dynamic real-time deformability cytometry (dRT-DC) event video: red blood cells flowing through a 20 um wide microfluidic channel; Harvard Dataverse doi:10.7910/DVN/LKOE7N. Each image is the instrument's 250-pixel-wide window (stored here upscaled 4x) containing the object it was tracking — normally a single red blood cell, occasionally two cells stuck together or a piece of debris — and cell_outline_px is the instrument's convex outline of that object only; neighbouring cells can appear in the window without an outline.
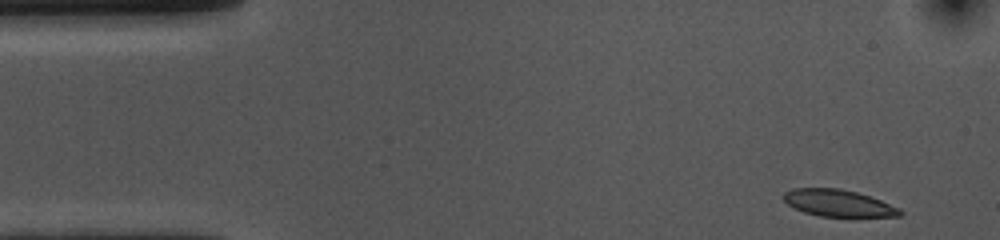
{"species": "common noctule bat (a hibernating species)", "species_latin": "Nyctalus noctula", "temperature_condition": "cold", "stored_images_in_passage": 42, "camera_frame_rate_fps": 3000, "um_per_image_px": 0.085, "animal": {"sex": "female", "body_mass_g": 10.0, "forearm_length_mm": 53.1}, "frame": {"image": 1, "passage_image": 1, "time_ms": 0.0, "image_size_px": [1000, 240], "cell_outline_px": [[904, 212], [900, 216], [820, 216], [804, 212], [788, 204], [784, 200], [784, 192], [792, 188], [840, 188], [856, 192], [880, 200], [900, 208]], "centroid_in_image_um": [71.26, 17.25], "position_along_channel_um": 13.7, "area_um2": 17.98}}
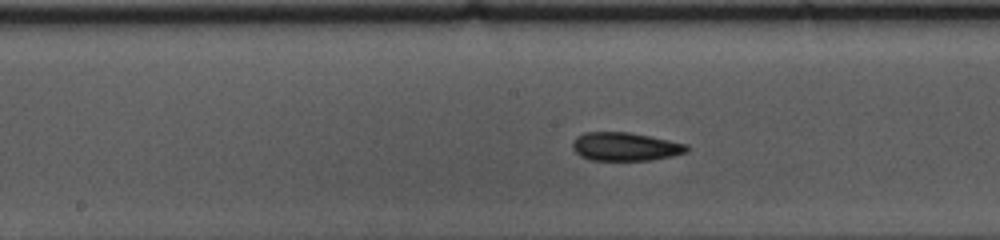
{"frame": {"image": 2, "passage_image": 23, "time_ms": 7.333, "image_size_px": [1000, 240], "cell_outline_px": [[688, 152], [672, 156], [652, 160], [592, 160], [580, 156], [572, 148], [572, 140], [576, 136], [584, 132], [632, 132], [688, 144]], "centroid_in_image_um": [53.14, 12.45], "position_along_channel_um": 195.1, "area_um2": 19.13}}
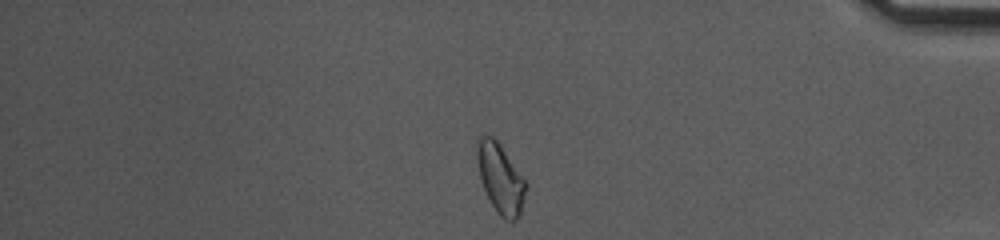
{"frame": {"image": 3, "passage_image": 42, "time_ms": 13.667, "image_size_px": [1000, 240], "cell_outline_px": [[528, 184], [520, 212], [516, 220], [504, 220], [496, 212], [480, 180], [476, 156], [476, 148], [480, 132], [484, 132], [492, 136], [500, 144]], "centroid_in_image_um": [42.51, 15.11], "position_along_channel_um": 392.7, "area_um2": 19.88}, "authors_computed_cell_mechanics": {"area_um2": 18.9295, "velocity_mm_per_s": 3.653, "shape_relaxation_time_tau1_ms": 10.1885, "shape_relaxation_time_tau2_ms": 7.8812, "deformation_change_tau1": 0.1742, "deformation_change_tau2": 0.1307}}